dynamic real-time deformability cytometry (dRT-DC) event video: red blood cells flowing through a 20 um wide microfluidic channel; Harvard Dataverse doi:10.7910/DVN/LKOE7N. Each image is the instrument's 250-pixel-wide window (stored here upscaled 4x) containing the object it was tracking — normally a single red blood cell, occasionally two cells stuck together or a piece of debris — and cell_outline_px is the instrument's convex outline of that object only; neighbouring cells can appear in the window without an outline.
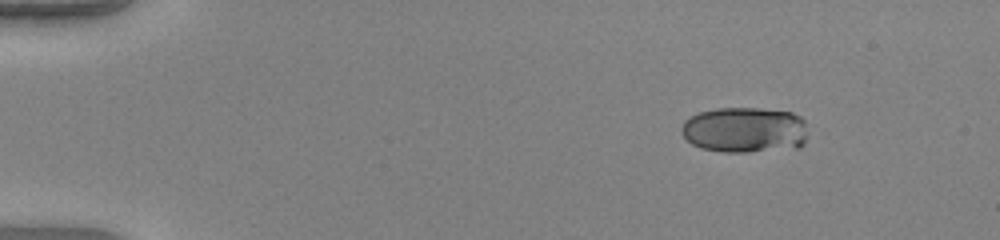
{"species": "human", "species_latin": "Homo sapiens", "temperature_condition": "warm", "stored_images_in_passage": 18, "camera_frame_rate_fps": 3000, "um_per_image_px": 0.085, "donor": {"sex": "female"}, "frame": {"image": 1, "passage_image": 1, "time_ms": 0.0, "image_size_px": [1000, 240], "cell_outline_px": [[804, 144], [800, 148], [748, 152], [724, 152], [700, 148], [692, 144], [680, 132], [680, 128], [684, 120], [700, 112], [716, 108], [760, 108], [792, 112], [800, 116], [804, 120]], "centroid_in_image_um": [63.28, 11.05], "position_along_channel_um": 21.7, "area_um2": 33.87}}
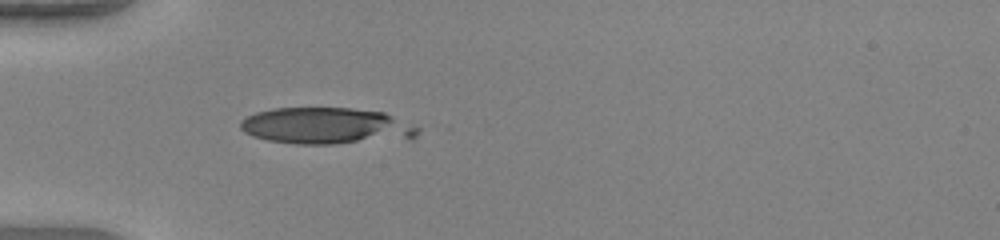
{"frame": {"image": 2, "passage_image": 11, "time_ms": 3.333, "image_size_px": [1000, 240], "cell_outline_px": [[392, 120], [372, 132], [356, 140], [332, 144], [296, 144], [268, 140], [252, 136], [244, 132], [240, 128], [240, 120], [256, 112], [272, 108], [352, 108], [384, 112], [392, 116]], "centroid_in_image_um": [26.64, 10.6], "position_along_channel_um": 58.4, "area_um2": 31.62}}
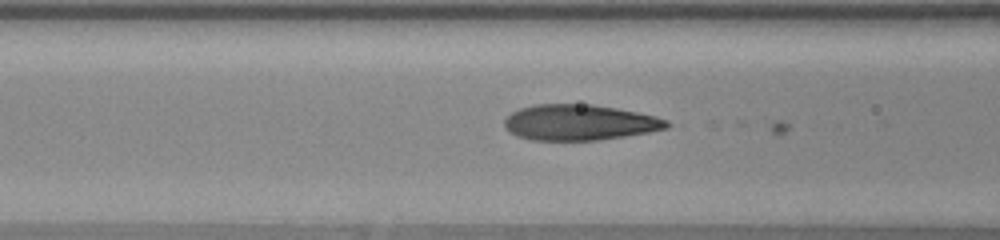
{"frame": {"image": 3, "passage_image": 16, "time_ms": 5.0, "image_size_px": [1000, 240], "cell_outline_px": [[672, 124], [668, 128], [648, 132], [600, 140], [532, 140], [516, 136], [508, 132], [504, 128], [504, 120], [512, 112], [520, 108], [532, 104], [592, 104], [616, 108], [656, 116], [668, 120]], "centroid_in_image_um": [49.24, 10.41], "position_along_channel_um": 117.4, "area_um2": 33.99}}